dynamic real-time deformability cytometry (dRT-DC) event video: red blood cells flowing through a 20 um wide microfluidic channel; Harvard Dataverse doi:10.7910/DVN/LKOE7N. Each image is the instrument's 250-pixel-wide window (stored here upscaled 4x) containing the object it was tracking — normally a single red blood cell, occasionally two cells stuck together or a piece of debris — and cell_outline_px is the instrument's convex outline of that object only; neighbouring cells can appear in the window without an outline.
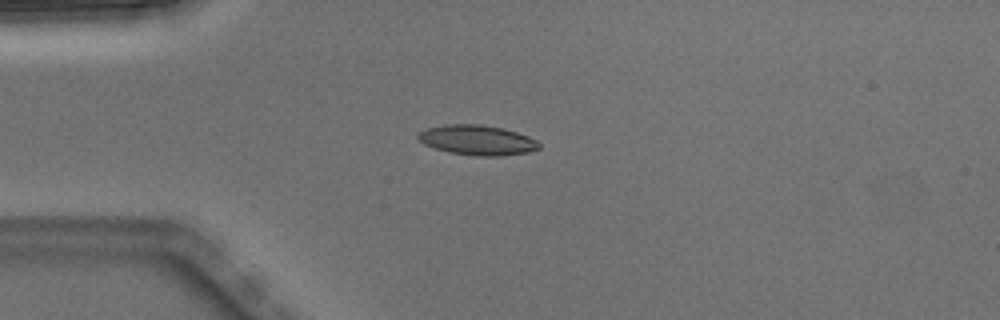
{"species": "Egyptian fruit bat (a non-hibernating species)", "species_latin": "Rousettus aegyptiacus", "temperature_condition": "warm", "stored_images_in_passage": 3, "camera_frame_rate_fps": 3000, "um_per_image_px": 0.085, "animal": {"sex": "male"}, "frame": {"image": 1, "passage_image": 3, "time_ms": 0.667, "image_size_px": [1000, 320], "cell_outline_px": [[540, 148], [528, 152], [500, 156], [476, 156], [448, 152], [424, 144], [416, 136], [420, 132], [428, 128], [444, 124], [480, 124], [500, 128], [516, 132], [528, 136], [536, 140], [540, 144]], "centroid_in_image_um": [40.57, 11.91], "position_along_channel_um": 44.4, "area_um2": 20.98}}